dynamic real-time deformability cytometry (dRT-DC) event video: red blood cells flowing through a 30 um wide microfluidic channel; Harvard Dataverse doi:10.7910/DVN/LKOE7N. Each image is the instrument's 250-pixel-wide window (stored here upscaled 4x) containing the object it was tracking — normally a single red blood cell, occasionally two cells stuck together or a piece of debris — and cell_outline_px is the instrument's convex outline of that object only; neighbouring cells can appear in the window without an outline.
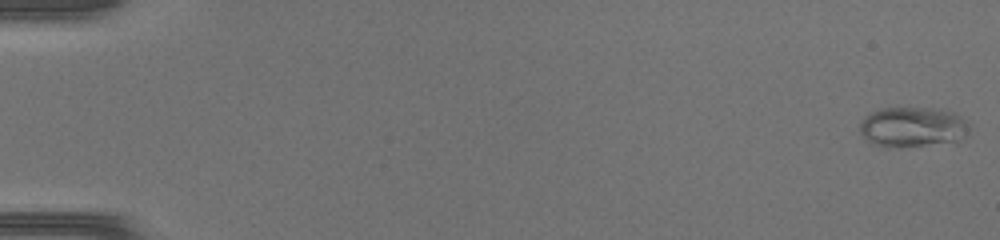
{"species": "common noctule bat (a hibernating species)", "species_latin": "Nyctalus noctula", "temperature_condition": "warm", "stored_images_in_passage": 48, "camera_frame_rate_fps": 3000, "um_per_image_px": 0.085, "animal": {"sex": "female", "body_mass_g": 17.0, "forearm_length_mm": 48.0}, "frame": {"image": 1, "passage_image": 1, "time_ms": 0.0, "image_size_px": [1000, 240], "cell_outline_px": [[968, 136], [960, 140], [896, 148], [888, 148], [876, 144], [868, 140], [860, 132], [860, 124], [864, 116], [880, 108], [932, 108], [952, 112], [960, 116], [968, 124]], "centroid_in_image_um": [77.56, 10.79], "position_along_channel_um": 7.4, "area_um2": 25.43}}
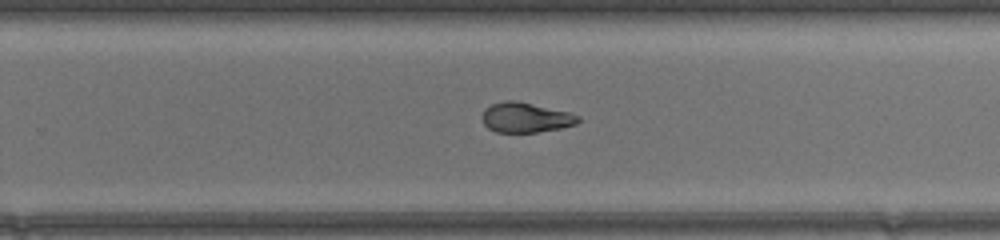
{"frame": {"image": 2, "passage_image": 32, "time_ms": 10.333, "image_size_px": [1000, 240], "cell_outline_px": [[580, 120], [576, 124], [560, 128], [536, 132], [496, 132], [488, 128], [484, 124], [480, 116], [484, 108], [492, 104], [504, 100], [516, 100], [568, 112], [580, 116]], "centroid_in_image_um": [44.63, 9.98], "position_along_channel_um": 285.2, "area_um2": 16.82}}
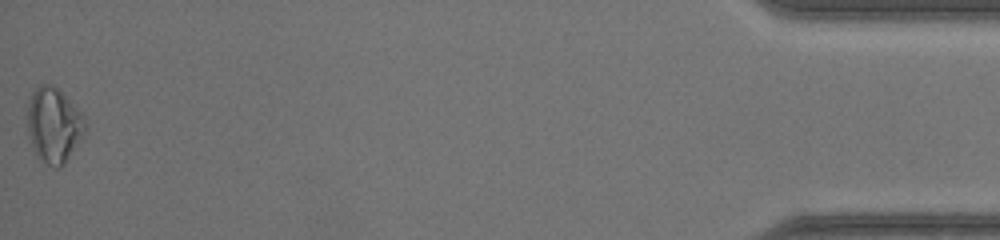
{"frame": {"image": 3, "passage_image": 48, "time_ms": 15.667, "image_size_px": [1000, 240], "cell_outline_px": [[84, 136], [64, 164], [60, 168], [56, 168], [40, 160], [36, 156], [28, 132], [28, 104], [32, 92], [40, 84], [52, 84], [60, 88], [84, 116]], "centroid_in_image_um": [4.58, 10.62], "position_along_channel_um": 430.6, "area_um2": 25.32}}